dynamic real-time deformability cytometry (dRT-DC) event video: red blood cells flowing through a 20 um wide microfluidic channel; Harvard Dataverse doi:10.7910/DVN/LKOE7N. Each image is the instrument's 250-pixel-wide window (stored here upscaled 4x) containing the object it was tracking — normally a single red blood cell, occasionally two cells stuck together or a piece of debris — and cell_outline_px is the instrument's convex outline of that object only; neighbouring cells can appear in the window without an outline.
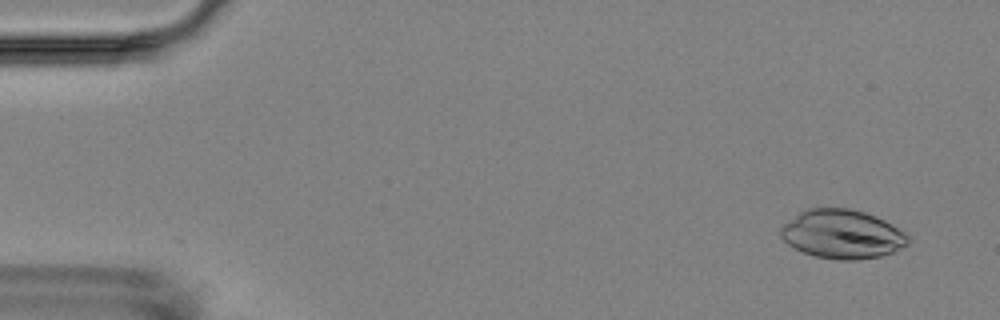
{"species": "Egyptian fruit bat (a non-hibernating species)", "species_latin": "Rousettus aegyptiacus", "temperature_condition": "room temperature", "stored_images_in_passage": 7, "camera_frame_rate_fps": 3000, "um_per_image_px": 0.085, "animal": {"sex": "female"}, "frame": {"image": 1, "passage_image": 2, "time_ms": 1.0, "image_size_px": [1000, 320], "cell_outline_px": [[908, 244], [892, 252], [880, 256], [860, 260], [840, 260], [812, 256], [788, 244], [780, 236], [780, 228], [784, 224], [804, 208], [848, 208], [864, 212], [876, 216], [908, 232]], "centroid_in_image_um": [71.6, 19.9], "position_along_channel_um": 13.4, "area_um2": 36.47}}